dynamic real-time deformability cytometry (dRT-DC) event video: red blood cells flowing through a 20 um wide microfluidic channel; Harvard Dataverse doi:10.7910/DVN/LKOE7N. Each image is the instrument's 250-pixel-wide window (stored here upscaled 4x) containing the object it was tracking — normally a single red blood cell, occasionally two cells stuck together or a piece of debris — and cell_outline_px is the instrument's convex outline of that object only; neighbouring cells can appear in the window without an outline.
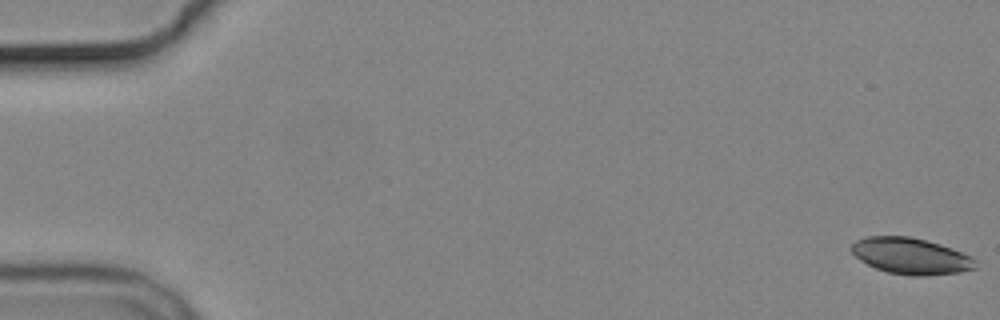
{"species": "common noctule bat (a hibernating species)", "species_latin": "Nyctalus noctula", "temperature_condition": "cold", "stored_images_in_passage": 4, "camera_frame_rate_fps": 3000, "um_per_image_px": 0.085, "animal": {"sex": "male", "body_mass_g": 19.2, "forearm_length_mm": 51.8}, "frame": {"image": 1, "passage_image": 1, "time_ms": 0.0, "image_size_px": [1000, 320], "cell_outline_px": [[976, 268], [960, 272], [924, 276], [912, 276], [888, 272], [876, 268], [860, 260], [848, 248], [856, 240], [868, 236], [908, 236], [940, 244], [972, 256], [976, 260]], "centroid_in_image_um": [77.42, 21.76], "position_along_channel_um": 7.6, "area_um2": 26.18}}
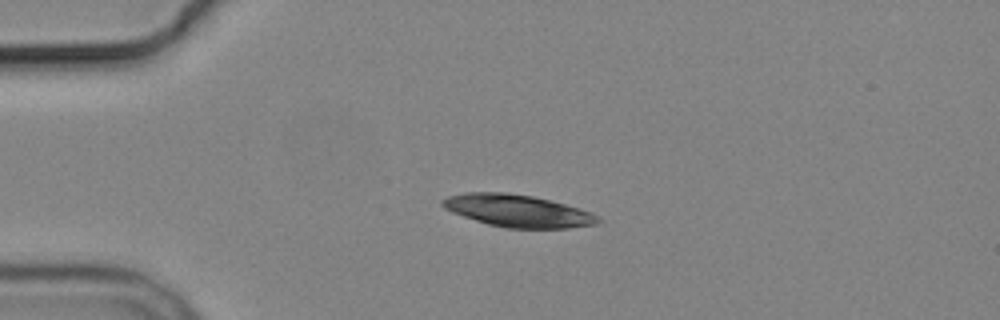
{"frame": {"image": 2, "passage_image": 4, "time_ms": 4.333, "image_size_px": [1000, 320], "cell_outline_px": [[600, 220], [596, 224], [568, 228], [504, 228], [488, 224], [452, 212], [444, 208], [440, 204], [440, 200], [448, 196], [464, 192], [508, 192], [532, 196], [580, 208], [592, 212]], "centroid_in_image_um": [43.97, 17.91], "position_along_channel_um": 41.0, "area_um2": 29.19}}